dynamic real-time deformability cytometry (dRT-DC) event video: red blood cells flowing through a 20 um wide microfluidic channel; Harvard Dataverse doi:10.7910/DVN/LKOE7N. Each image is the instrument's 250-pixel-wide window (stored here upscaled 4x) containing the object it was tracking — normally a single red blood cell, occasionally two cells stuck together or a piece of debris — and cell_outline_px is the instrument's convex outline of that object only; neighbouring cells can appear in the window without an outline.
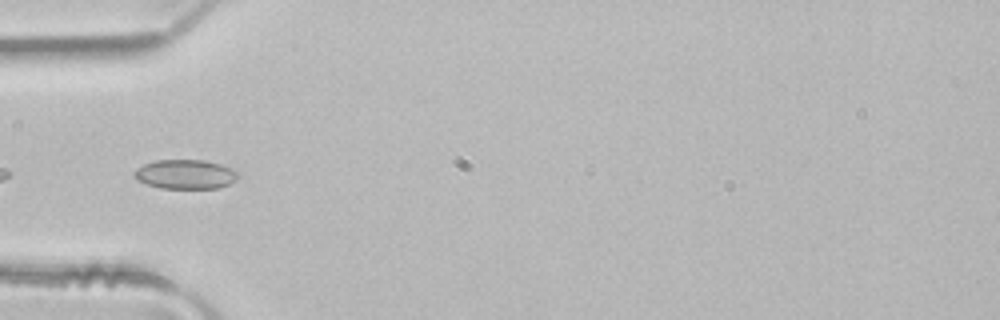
{"species": "common noctule bat (a hibernating species)", "species_latin": "Nyctalus noctula", "temperature_condition": "room temperature", "stored_images_in_passage": 3, "camera_frame_rate_fps": 3000, "um_per_image_px": 0.085, "animal": {"sex": "male", "body_mass_g": 21.5, "forearm_length_mm": 52.0}, "frame": {"image": 1, "passage_image": 3, "time_ms": 0.667, "image_size_px": [1000, 320], "cell_outline_px": [[240, 172], [236, 180], [228, 184], [216, 188], [160, 188], [136, 180], [132, 172], [136, 168], [144, 164], [156, 160], [204, 160], [220, 164], [232, 168]], "centroid_in_image_um": [15.75, 14.8], "position_along_channel_um": 69.3, "area_um2": 17.8}}